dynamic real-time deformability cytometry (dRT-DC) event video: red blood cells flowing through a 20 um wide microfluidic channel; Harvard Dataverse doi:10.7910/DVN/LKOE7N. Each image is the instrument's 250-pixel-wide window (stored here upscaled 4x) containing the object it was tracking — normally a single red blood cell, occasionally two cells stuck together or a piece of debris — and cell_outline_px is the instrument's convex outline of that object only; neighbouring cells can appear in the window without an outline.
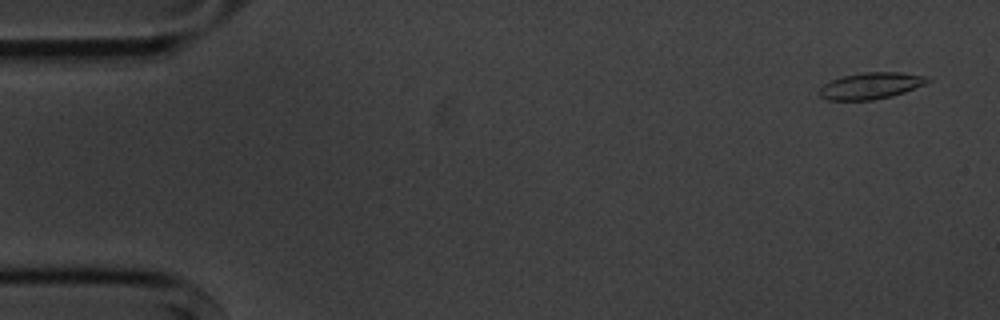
{"species": "common noctule bat (a hibernating species)", "species_latin": "Nyctalus noctula", "temperature_condition": "cold", "stored_images_in_passage": 4, "camera_frame_rate_fps": 3000, "um_per_image_px": 0.085, "animal": {"sex": "male", "body_mass_g": 20.1, "forearm_length_mm": 53.5}, "frame": {"image": 1, "passage_image": 1, "time_ms": 0.0, "image_size_px": [1000, 320], "cell_outline_px": [[932, 80], [924, 84], [904, 92], [892, 96], [872, 100], [828, 100], [820, 96], [820, 88], [824, 84], [832, 80], [844, 76], [864, 72], [900, 72], [928, 76]], "centroid_in_image_um": [74.05, 7.28], "position_along_channel_um": 10.9, "area_um2": 16.59}}